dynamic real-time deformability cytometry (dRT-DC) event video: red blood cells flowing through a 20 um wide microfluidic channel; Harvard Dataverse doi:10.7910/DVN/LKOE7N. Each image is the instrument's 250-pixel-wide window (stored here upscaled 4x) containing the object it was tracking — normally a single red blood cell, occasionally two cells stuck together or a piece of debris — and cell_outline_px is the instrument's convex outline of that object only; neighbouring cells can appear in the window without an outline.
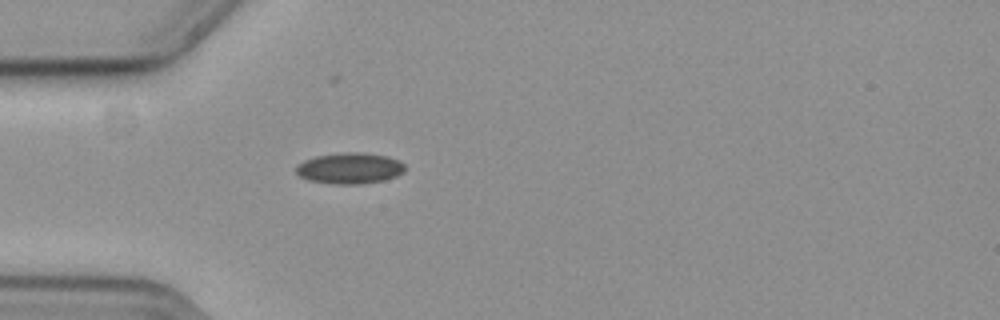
{"species": "common noctule bat (a hibernating species)", "species_latin": "Nyctalus noctula", "temperature_condition": "cold", "stored_images_in_passage": 42, "camera_frame_rate_fps": 3000, "um_per_image_px": 0.085, "animal": {"sex": "female", "body_mass_g": 19.3, "forearm_length_mm": 54.1}, "frame": {"image": 1, "passage_image": 1, "time_ms": 0.0, "image_size_px": [1000, 320], "cell_outline_px": [[404, 172], [396, 176], [384, 180], [360, 184], [340, 184], [308, 180], [300, 176], [296, 172], [296, 164], [304, 160], [316, 156], [344, 152], [364, 152], [388, 156], [400, 160], [404, 164]], "centroid_in_image_um": [29.74, 14.29], "position_along_channel_um": 55.3, "area_um2": 19.77}}
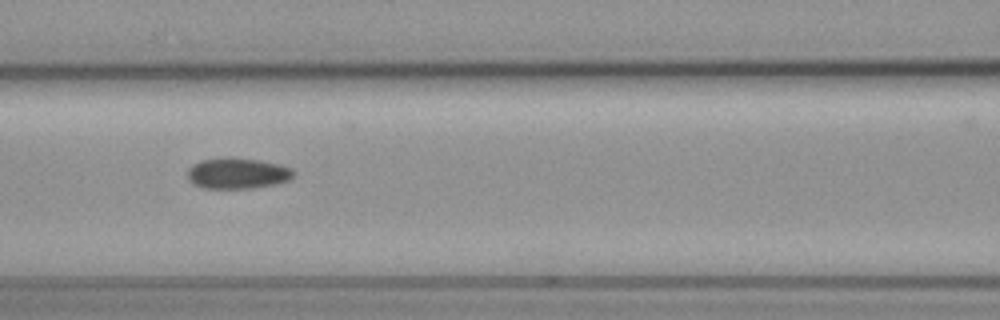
{"frame": {"image": 2, "passage_image": 9, "time_ms": 2.667, "image_size_px": [1000, 320], "cell_outline_px": [[296, 172], [288, 180], [276, 184], [252, 188], [204, 188], [192, 184], [188, 180], [188, 168], [192, 164], [200, 160], [228, 156], [260, 160], [280, 164], [292, 168]], "centroid_in_image_um": [20.17, 14.71], "position_along_channel_um": 146.4, "area_um2": 19.42}}
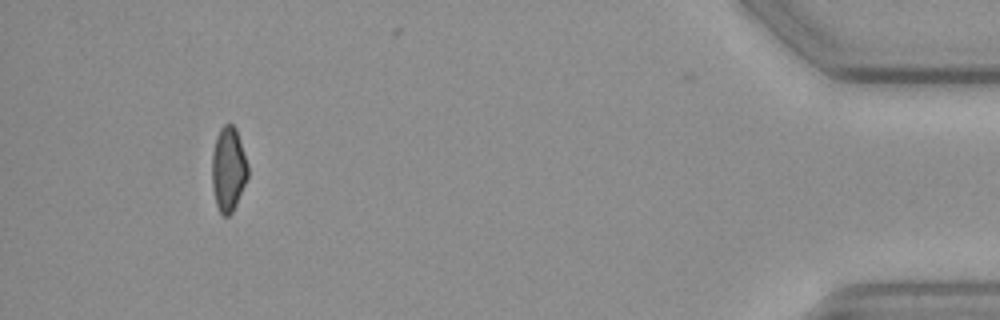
{"frame": {"image": 3, "passage_image": 37, "time_ms": 12.0, "image_size_px": [1000, 320], "cell_outline_px": [[248, 176], [236, 204], [232, 212], [228, 216], [224, 216], [220, 212], [216, 204], [212, 188], [212, 152], [216, 136], [220, 128], [224, 124], [232, 124], [236, 128], [248, 164]], "centroid_in_image_um": [19.4, 14.36], "position_along_channel_um": 415.8, "area_um2": 17.69}, "authors_computed_cell_mechanics": {"area_um2": 18.8139, "velocity_mm_per_s": 3.657, "shape_relaxation_time_tau1_ms": null, "shape_relaxation_time_tau2_ms": 11.0627, "deformation_change_tau1": null, "deformation_change_tau2": 0.1484}}